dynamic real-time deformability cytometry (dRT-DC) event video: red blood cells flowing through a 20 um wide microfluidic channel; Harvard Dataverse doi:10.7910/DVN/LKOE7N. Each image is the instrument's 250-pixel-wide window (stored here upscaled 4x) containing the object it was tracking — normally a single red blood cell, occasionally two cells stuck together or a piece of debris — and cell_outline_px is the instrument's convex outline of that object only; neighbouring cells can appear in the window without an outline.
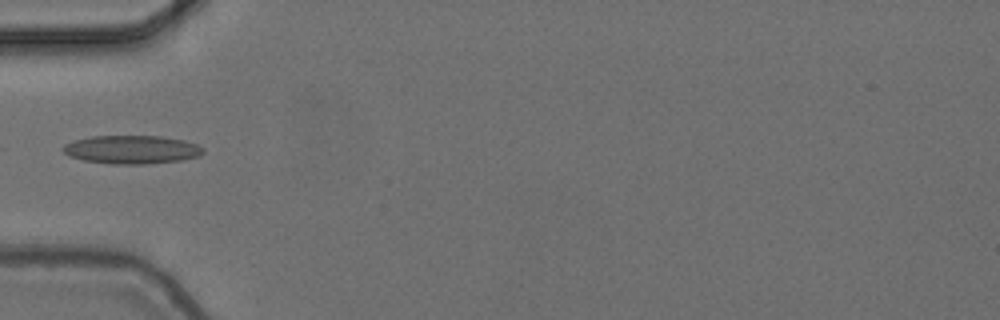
{"species": "common noctule bat (a hibernating species)", "species_latin": "Nyctalus noctula", "temperature_condition": "cold", "stored_images_in_passage": 5, "camera_frame_rate_fps": 3000, "um_per_image_px": 0.085, "animal": {"sex": "female", "body_mass_g": 24.6, "forearm_length_mm": 56.2}, "frame": {"image": 1, "passage_image": 5, "time_ms": 1.333, "image_size_px": [1000, 320], "cell_outline_px": [[204, 152], [200, 156], [184, 160], [148, 164], [112, 164], [84, 160], [68, 156], [60, 148], [64, 144], [76, 140], [92, 136], [160, 136], [184, 140], [196, 144], [204, 148]], "centroid_in_image_um": [11.21, 12.72], "position_along_channel_um": 73.8, "area_um2": 23.35}}